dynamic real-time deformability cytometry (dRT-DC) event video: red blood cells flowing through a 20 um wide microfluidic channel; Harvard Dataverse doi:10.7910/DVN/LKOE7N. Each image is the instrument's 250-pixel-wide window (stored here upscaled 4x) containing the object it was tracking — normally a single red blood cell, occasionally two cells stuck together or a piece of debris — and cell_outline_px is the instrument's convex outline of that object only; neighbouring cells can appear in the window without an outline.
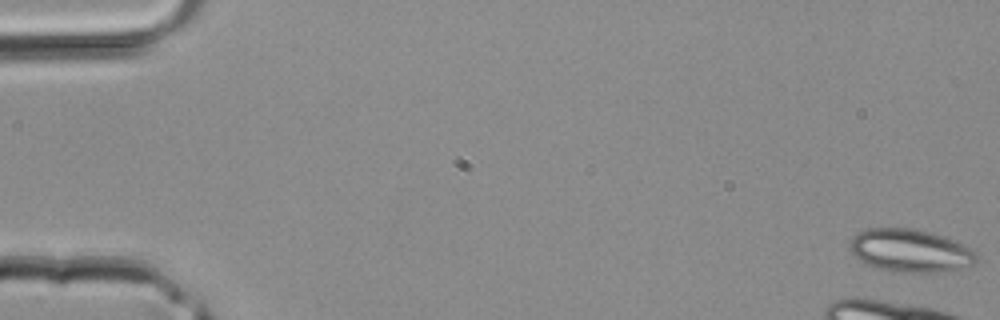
{"species": "common noctule bat (a hibernating species)", "species_latin": "Nyctalus noctula", "temperature_condition": "room temperature", "stored_images_in_passage": 6, "camera_frame_rate_fps": 3000, "um_per_image_px": 0.085, "animal": {"sex": "male", "body_mass_g": 20.4}, "frame": {"image": 1, "passage_image": 1, "time_ms": 0.0, "image_size_px": [1000, 320], "cell_outline_px": [[980, 256], [972, 264], [940, 272], [904, 272], [880, 268], [868, 264], [852, 256], [848, 248], [848, 244], [852, 236], [868, 228], [912, 228], [928, 232], [964, 244], [976, 252]], "centroid_in_image_um": [77.32, 21.29], "position_along_channel_um": 7.7, "area_um2": 31.39}}